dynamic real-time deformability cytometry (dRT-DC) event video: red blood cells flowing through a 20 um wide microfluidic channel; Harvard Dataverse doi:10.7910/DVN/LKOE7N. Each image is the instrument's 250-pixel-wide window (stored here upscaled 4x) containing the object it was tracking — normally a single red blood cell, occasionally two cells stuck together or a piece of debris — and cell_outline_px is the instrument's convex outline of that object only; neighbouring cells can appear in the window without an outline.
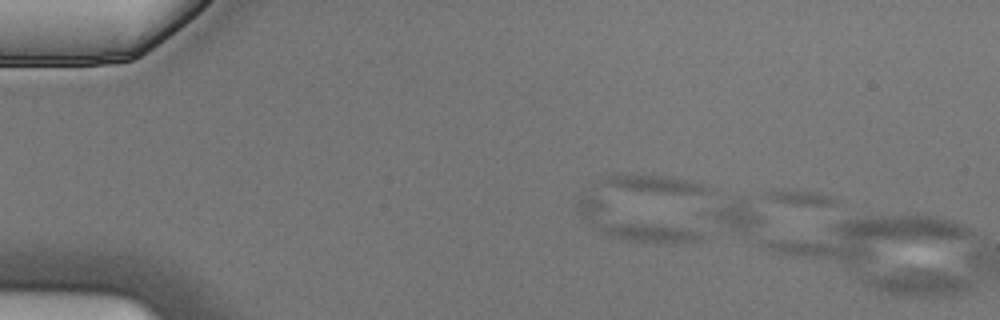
{"species": "Egyptian fruit bat (a non-hibernating species)", "species_latin": "Rousettus aegyptiacus", "temperature_condition": "cold", "stored_images_in_passage": 2, "camera_frame_rate_fps": 3000, "um_per_image_px": 0.085, "animal": {"sex": "male"}, "frame": {"image": 1, "passage_image": 1, "time_ms": 0.0, "image_size_px": [1000, 320], "cell_outline_px": [[708, 236], [704, 240], [676, 244], [656, 244], [624, 240], [608, 236], [580, 220], [580, 200], [584, 196], [592, 192], [688, 228]], "centroid_in_image_um": [53.76, 18.94], "position_along_channel_um": 31.2, "area_um2": 24.57}}